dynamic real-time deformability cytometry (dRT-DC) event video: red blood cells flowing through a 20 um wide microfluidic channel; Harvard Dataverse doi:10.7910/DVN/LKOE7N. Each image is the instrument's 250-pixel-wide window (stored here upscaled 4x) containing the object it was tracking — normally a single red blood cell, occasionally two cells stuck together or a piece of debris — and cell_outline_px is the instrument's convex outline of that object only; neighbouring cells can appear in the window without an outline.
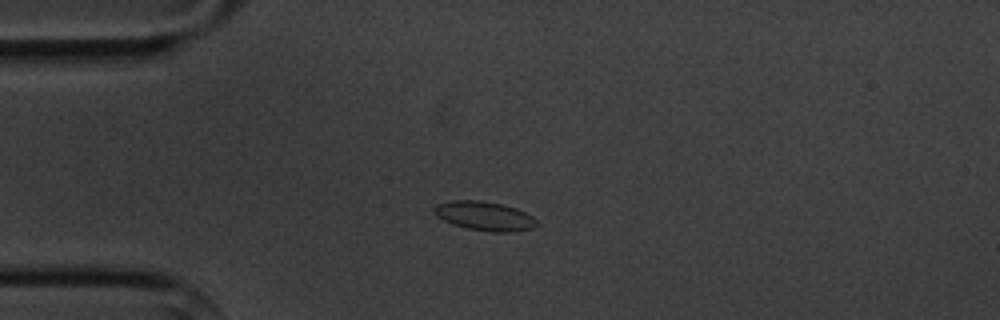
{"species": "common noctule bat (a hibernating species)", "species_latin": "Nyctalus noctula", "temperature_condition": "cold", "stored_images_in_passage": 4, "camera_frame_rate_fps": 3000, "um_per_image_px": 0.085, "animal": {"sex": "male", "body_mass_g": 20.1, "forearm_length_mm": 53.5}, "frame": {"image": 1, "passage_image": 3, "time_ms": 2.333, "image_size_px": [1000, 320], "cell_outline_px": [[540, 224], [532, 228], [516, 232], [492, 232], [468, 228], [452, 224], [436, 216], [432, 212], [432, 208], [436, 204], [452, 200], [480, 200], [504, 204], [516, 208], [532, 216]], "centroid_in_image_um": [41.18, 18.35], "position_along_channel_um": 43.8, "area_um2": 17.63}}